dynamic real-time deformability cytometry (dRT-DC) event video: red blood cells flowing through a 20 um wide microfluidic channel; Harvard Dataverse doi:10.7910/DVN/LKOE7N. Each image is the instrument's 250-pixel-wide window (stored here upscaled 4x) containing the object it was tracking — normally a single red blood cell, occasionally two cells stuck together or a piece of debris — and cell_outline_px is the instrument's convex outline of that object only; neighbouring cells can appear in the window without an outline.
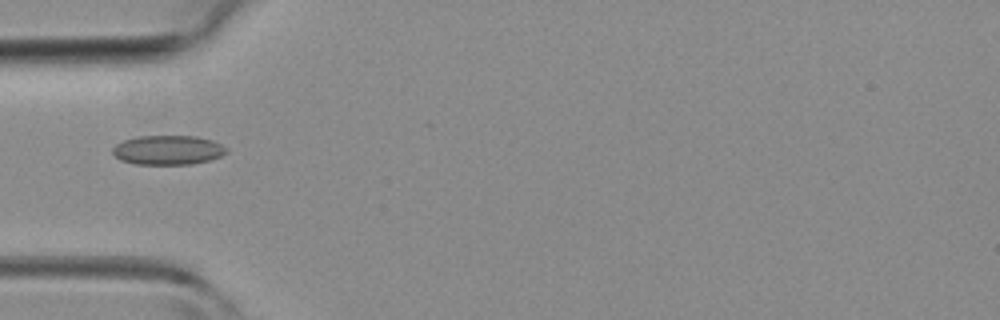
{"species": "common noctule bat (a hibernating species)", "species_latin": "Nyctalus noctula", "temperature_condition": "room temperature", "stored_images_in_passage": 31, "camera_frame_rate_fps": 3000, "um_per_image_px": 0.085, "animal": {"sex": "female", "body_mass_g": 19.3, "forearm_length_mm": 54.1}, "frame": {"image": 1, "passage_image": 1, "time_ms": 0.0, "image_size_px": [1000, 320], "cell_outline_px": [[228, 152], [220, 156], [208, 160], [192, 164], [136, 164], [120, 160], [112, 152], [112, 148], [116, 144], [124, 140], [136, 136], [196, 136], [212, 140], [228, 148]], "centroid_in_image_um": [14.27, 12.75], "position_along_channel_um": 70.7, "area_um2": 19.48}}
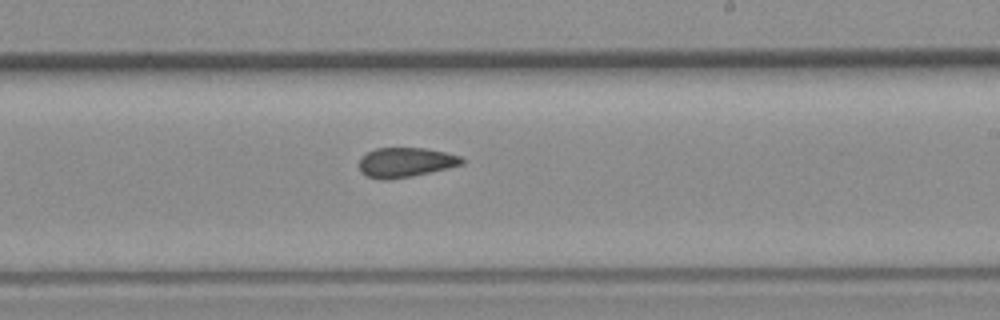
{"frame": {"image": 2, "passage_image": 13, "time_ms": 4.0, "image_size_px": [1000, 320], "cell_outline_px": [[464, 164], [448, 168], [412, 176], [388, 180], [380, 180], [364, 176], [360, 172], [360, 160], [368, 152], [376, 148], [424, 148], [444, 152], [460, 156], [464, 160]], "centroid_in_image_um": [34.46, 13.82], "position_along_channel_um": 254.5, "area_um2": 17.74}}
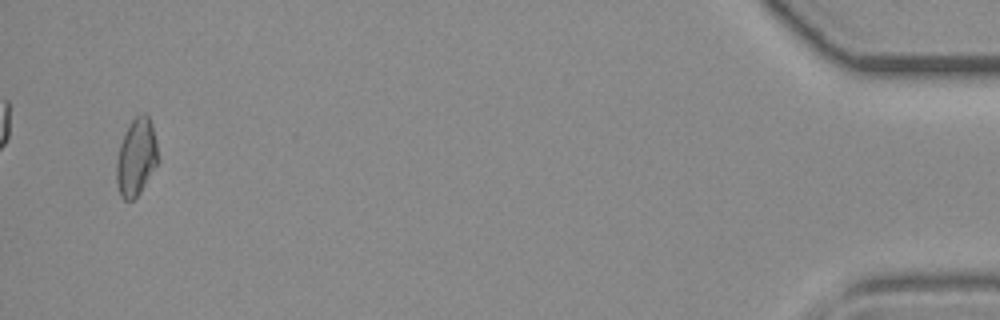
{"frame": {"image": 3, "passage_image": 30, "time_ms": 9.667, "image_size_px": [1000, 320], "cell_outline_px": [[156, 164], [140, 192], [132, 200], [124, 200], [120, 196], [116, 184], [116, 160], [120, 144], [128, 124], [140, 112], [144, 112], [148, 116], [152, 124], [156, 140]], "centroid_in_image_um": [11.54, 13.34], "position_along_channel_um": 423.7, "area_um2": 18.5}}